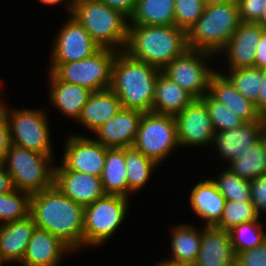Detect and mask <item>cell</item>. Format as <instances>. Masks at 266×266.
Returning a JSON list of instances; mask_svg holds the SVG:
<instances>
[{
  "label": "cell",
  "mask_w": 266,
  "mask_h": 266,
  "mask_svg": "<svg viewBox=\"0 0 266 266\" xmlns=\"http://www.w3.org/2000/svg\"><path fill=\"white\" fill-rule=\"evenodd\" d=\"M241 22L257 23L266 7V0H238Z\"/></svg>",
  "instance_id": "obj_40"
},
{
  "label": "cell",
  "mask_w": 266,
  "mask_h": 266,
  "mask_svg": "<svg viewBox=\"0 0 266 266\" xmlns=\"http://www.w3.org/2000/svg\"><path fill=\"white\" fill-rule=\"evenodd\" d=\"M129 198L105 194L84 207V246H100L120 227Z\"/></svg>",
  "instance_id": "obj_9"
},
{
  "label": "cell",
  "mask_w": 266,
  "mask_h": 266,
  "mask_svg": "<svg viewBox=\"0 0 266 266\" xmlns=\"http://www.w3.org/2000/svg\"><path fill=\"white\" fill-rule=\"evenodd\" d=\"M31 196L17 189L0 193V225L30 216Z\"/></svg>",
  "instance_id": "obj_33"
},
{
  "label": "cell",
  "mask_w": 266,
  "mask_h": 266,
  "mask_svg": "<svg viewBox=\"0 0 266 266\" xmlns=\"http://www.w3.org/2000/svg\"><path fill=\"white\" fill-rule=\"evenodd\" d=\"M179 146H205L212 144L215 130L208 109L201 99H194L174 116Z\"/></svg>",
  "instance_id": "obj_13"
},
{
  "label": "cell",
  "mask_w": 266,
  "mask_h": 266,
  "mask_svg": "<svg viewBox=\"0 0 266 266\" xmlns=\"http://www.w3.org/2000/svg\"><path fill=\"white\" fill-rule=\"evenodd\" d=\"M62 164L72 171L101 177L106 159V147L95 139L80 135L67 137Z\"/></svg>",
  "instance_id": "obj_14"
},
{
  "label": "cell",
  "mask_w": 266,
  "mask_h": 266,
  "mask_svg": "<svg viewBox=\"0 0 266 266\" xmlns=\"http://www.w3.org/2000/svg\"><path fill=\"white\" fill-rule=\"evenodd\" d=\"M124 158L128 188L133 194L146 185L158 164L133 147L124 148Z\"/></svg>",
  "instance_id": "obj_31"
},
{
  "label": "cell",
  "mask_w": 266,
  "mask_h": 266,
  "mask_svg": "<svg viewBox=\"0 0 266 266\" xmlns=\"http://www.w3.org/2000/svg\"><path fill=\"white\" fill-rule=\"evenodd\" d=\"M255 106L261 115L266 112V69H263L262 89Z\"/></svg>",
  "instance_id": "obj_46"
},
{
  "label": "cell",
  "mask_w": 266,
  "mask_h": 266,
  "mask_svg": "<svg viewBox=\"0 0 266 266\" xmlns=\"http://www.w3.org/2000/svg\"><path fill=\"white\" fill-rule=\"evenodd\" d=\"M237 1L238 0H203L206 6L216 5V4H221V3H234Z\"/></svg>",
  "instance_id": "obj_48"
},
{
  "label": "cell",
  "mask_w": 266,
  "mask_h": 266,
  "mask_svg": "<svg viewBox=\"0 0 266 266\" xmlns=\"http://www.w3.org/2000/svg\"><path fill=\"white\" fill-rule=\"evenodd\" d=\"M132 147L157 164L168 158L169 154L179 147L174 116L143 113Z\"/></svg>",
  "instance_id": "obj_10"
},
{
  "label": "cell",
  "mask_w": 266,
  "mask_h": 266,
  "mask_svg": "<svg viewBox=\"0 0 266 266\" xmlns=\"http://www.w3.org/2000/svg\"><path fill=\"white\" fill-rule=\"evenodd\" d=\"M201 229V246L193 266H235L229 232L216 227Z\"/></svg>",
  "instance_id": "obj_20"
},
{
  "label": "cell",
  "mask_w": 266,
  "mask_h": 266,
  "mask_svg": "<svg viewBox=\"0 0 266 266\" xmlns=\"http://www.w3.org/2000/svg\"><path fill=\"white\" fill-rule=\"evenodd\" d=\"M232 173L245 180H253L266 175V146L262 139L231 162L228 168Z\"/></svg>",
  "instance_id": "obj_30"
},
{
  "label": "cell",
  "mask_w": 266,
  "mask_h": 266,
  "mask_svg": "<svg viewBox=\"0 0 266 266\" xmlns=\"http://www.w3.org/2000/svg\"><path fill=\"white\" fill-rule=\"evenodd\" d=\"M240 23L237 2L205 6L201 17L186 32L188 48L218 55Z\"/></svg>",
  "instance_id": "obj_4"
},
{
  "label": "cell",
  "mask_w": 266,
  "mask_h": 266,
  "mask_svg": "<svg viewBox=\"0 0 266 266\" xmlns=\"http://www.w3.org/2000/svg\"><path fill=\"white\" fill-rule=\"evenodd\" d=\"M143 112L122 108L119 113L98 127L95 140L106 148L132 147Z\"/></svg>",
  "instance_id": "obj_16"
},
{
  "label": "cell",
  "mask_w": 266,
  "mask_h": 266,
  "mask_svg": "<svg viewBox=\"0 0 266 266\" xmlns=\"http://www.w3.org/2000/svg\"><path fill=\"white\" fill-rule=\"evenodd\" d=\"M106 3L111 8L122 12L128 18L133 13L137 0H100Z\"/></svg>",
  "instance_id": "obj_43"
},
{
  "label": "cell",
  "mask_w": 266,
  "mask_h": 266,
  "mask_svg": "<svg viewBox=\"0 0 266 266\" xmlns=\"http://www.w3.org/2000/svg\"><path fill=\"white\" fill-rule=\"evenodd\" d=\"M30 215L36 227L52 233L72 252L84 246V206L54 185L31 196Z\"/></svg>",
  "instance_id": "obj_1"
},
{
  "label": "cell",
  "mask_w": 266,
  "mask_h": 266,
  "mask_svg": "<svg viewBox=\"0 0 266 266\" xmlns=\"http://www.w3.org/2000/svg\"><path fill=\"white\" fill-rule=\"evenodd\" d=\"M122 108L121 101L111 89L92 92L77 121L94 132Z\"/></svg>",
  "instance_id": "obj_25"
},
{
  "label": "cell",
  "mask_w": 266,
  "mask_h": 266,
  "mask_svg": "<svg viewBox=\"0 0 266 266\" xmlns=\"http://www.w3.org/2000/svg\"><path fill=\"white\" fill-rule=\"evenodd\" d=\"M63 25L54 39L51 63L80 61L101 49L74 16Z\"/></svg>",
  "instance_id": "obj_12"
},
{
  "label": "cell",
  "mask_w": 266,
  "mask_h": 266,
  "mask_svg": "<svg viewBox=\"0 0 266 266\" xmlns=\"http://www.w3.org/2000/svg\"><path fill=\"white\" fill-rule=\"evenodd\" d=\"M175 0H137L129 25H175Z\"/></svg>",
  "instance_id": "obj_29"
},
{
  "label": "cell",
  "mask_w": 266,
  "mask_h": 266,
  "mask_svg": "<svg viewBox=\"0 0 266 266\" xmlns=\"http://www.w3.org/2000/svg\"><path fill=\"white\" fill-rule=\"evenodd\" d=\"M261 139L263 140L266 146V126H263L262 128Z\"/></svg>",
  "instance_id": "obj_50"
},
{
  "label": "cell",
  "mask_w": 266,
  "mask_h": 266,
  "mask_svg": "<svg viewBox=\"0 0 266 266\" xmlns=\"http://www.w3.org/2000/svg\"><path fill=\"white\" fill-rule=\"evenodd\" d=\"M208 93L245 122L263 121L255 103L239 93L224 74L218 71L212 74Z\"/></svg>",
  "instance_id": "obj_21"
},
{
  "label": "cell",
  "mask_w": 266,
  "mask_h": 266,
  "mask_svg": "<svg viewBox=\"0 0 266 266\" xmlns=\"http://www.w3.org/2000/svg\"><path fill=\"white\" fill-rule=\"evenodd\" d=\"M101 181L105 194L130 198L124 148H106V159Z\"/></svg>",
  "instance_id": "obj_28"
},
{
  "label": "cell",
  "mask_w": 266,
  "mask_h": 266,
  "mask_svg": "<svg viewBox=\"0 0 266 266\" xmlns=\"http://www.w3.org/2000/svg\"><path fill=\"white\" fill-rule=\"evenodd\" d=\"M118 51L101 48L91 57L69 63H51L50 71L60 80L92 92L110 89L112 64Z\"/></svg>",
  "instance_id": "obj_7"
},
{
  "label": "cell",
  "mask_w": 266,
  "mask_h": 266,
  "mask_svg": "<svg viewBox=\"0 0 266 266\" xmlns=\"http://www.w3.org/2000/svg\"><path fill=\"white\" fill-rule=\"evenodd\" d=\"M235 266H266V240L255 248L235 253Z\"/></svg>",
  "instance_id": "obj_39"
},
{
  "label": "cell",
  "mask_w": 266,
  "mask_h": 266,
  "mask_svg": "<svg viewBox=\"0 0 266 266\" xmlns=\"http://www.w3.org/2000/svg\"><path fill=\"white\" fill-rule=\"evenodd\" d=\"M264 30L258 23H240L221 51L227 53L229 69L254 67L255 51Z\"/></svg>",
  "instance_id": "obj_17"
},
{
  "label": "cell",
  "mask_w": 266,
  "mask_h": 266,
  "mask_svg": "<svg viewBox=\"0 0 266 266\" xmlns=\"http://www.w3.org/2000/svg\"><path fill=\"white\" fill-rule=\"evenodd\" d=\"M54 186L84 207L105 195L101 177L68 170L62 163L59 167L55 166Z\"/></svg>",
  "instance_id": "obj_15"
},
{
  "label": "cell",
  "mask_w": 266,
  "mask_h": 266,
  "mask_svg": "<svg viewBox=\"0 0 266 266\" xmlns=\"http://www.w3.org/2000/svg\"><path fill=\"white\" fill-rule=\"evenodd\" d=\"M156 266H176V265H171V264H168L166 262H164L163 260L161 262H158Z\"/></svg>",
  "instance_id": "obj_52"
},
{
  "label": "cell",
  "mask_w": 266,
  "mask_h": 266,
  "mask_svg": "<svg viewBox=\"0 0 266 266\" xmlns=\"http://www.w3.org/2000/svg\"><path fill=\"white\" fill-rule=\"evenodd\" d=\"M0 113L8 122L12 144L54 156L49 123L43 110L23 108L10 111L0 100Z\"/></svg>",
  "instance_id": "obj_8"
},
{
  "label": "cell",
  "mask_w": 266,
  "mask_h": 266,
  "mask_svg": "<svg viewBox=\"0 0 266 266\" xmlns=\"http://www.w3.org/2000/svg\"><path fill=\"white\" fill-rule=\"evenodd\" d=\"M225 200L251 202L250 181L238 177L229 169L219 174L217 180L211 179Z\"/></svg>",
  "instance_id": "obj_35"
},
{
  "label": "cell",
  "mask_w": 266,
  "mask_h": 266,
  "mask_svg": "<svg viewBox=\"0 0 266 266\" xmlns=\"http://www.w3.org/2000/svg\"><path fill=\"white\" fill-rule=\"evenodd\" d=\"M72 250L47 230L36 227L25 250L24 266H59L63 255Z\"/></svg>",
  "instance_id": "obj_18"
},
{
  "label": "cell",
  "mask_w": 266,
  "mask_h": 266,
  "mask_svg": "<svg viewBox=\"0 0 266 266\" xmlns=\"http://www.w3.org/2000/svg\"><path fill=\"white\" fill-rule=\"evenodd\" d=\"M251 202L255 206L257 217L266 211V175L250 181Z\"/></svg>",
  "instance_id": "obj_41"
},
{
  "label": "cell",
  "mask_w": 266,
  "mask_h": 266,
  "mask_svg": "<svg viewBox=\"0 0 266 266\" xmlns=\"http://www.w3.org/2000/svg\"><path fill=\"white\" fill-rule=\"evenodd\" d=\"M201 100L205 103L215 132L226 131L241 126L243 119L234 114L228 107L216 101L209 93Z\"/></svg>",
  "instance_id": "obj_37"
},
{
  "label": "cell",
  "mask_w": 266,
  "mask_h": 266,
  "mask_svg": "<svg viewBox=\"0 0 266 266\" xmlns=\"http://www.w3.org/2000/svg\"><path fill=\"white\" fill-rule=\"evenodd\" d=\"M230 74H224L235 89L246 99L257 103L262 89L263 69L246 67L230 69Z\"/></svg>",
  "instance_id": "obj_32"
},
{
  "label": "cell",
  "mask_w": 266,
  "mask_h": 266,
  "mask_svg": "<svg viewBox=\"0 0 266 266\" xmlns=\"http://www.w3.org/2000/svg\"><path fill=\"white\" fill-rule=\"evenodd\" d=\"M6 262L2 259V257L0 256V266H2V264H5Z\"/></svg>",
  "instance_id": "obj_54"
},
{
  "label": "cell",
  "mask_w": 266,
  "mask_h": 266,
  "mask_svg": "<svg viewBox=\"0 0 266 266\" xmlns=\"http://www.w3.org/2000/svg\"><path fill=\"white\" fill-rule=\"evenodd\" d=\"M257 23L260 24L264 29L266 28V7L264 8L263 14Z\"/></svg>",
  "instance_id": "obj_49"
},
{
  "label": "cell",
  "mask_w": 266,
  "mask_h": 266,
  "mask_svg": "<svg viewBox=\"0 0 266 266\" xmlns=\"http://www.w3.org/2000/svg\"><path fill=\"white\" fill-rule=\"evenodd\" d=\"M49 72L50 102L63 114L77 121L92 91L86 87L62 81L53 72Z\"/></svg>",
  "instance_id": "obj_23"
},
{
  "label": "cell",
  "mask_w": 266,
  "mask_h": 266,
  "mask_svg": "<svg viewBox=\"0 0 266 266\" xmlns=\"http://www.w3.org/2000/svg\"><path fill=\"white\" fill-rule=\"evenodd\" d=\"M254 67L266 69V30L262 32L261 38L257 44Z\"/></svg>",
  "instance_id": "obj_44"
},
{
  "label": "cell",
  "mask_w": 266,
  "mask_h": 266,
  "mask_svg": "<svg viewBox=\"0 0 266 266\" xmlns=\"http://www.w3.org/2000/svg\"><path fill=\"white\" fill-rule=\"evenodd\" d=\"M85 1H89V0H71V3L73 6H76L77 4H79L81 2H85Z\"/></svg>",
  "instance_id": "obj_51"
},
{
  "label": "cell",
  "mask_w": 266,
  "mask_h": 266,
  "mask_svg": "<svg viewBox=\"0 0 266 266\" xmlns=\"http://www.w3.org/2000/svg\"><path fill=\"white\" fill-rule=\"evenodd\" d=\"M162 70L118 52L112 64L110 89L125 109L151 112L158 75Z\"/></svg>",
  "instance_id": "obj_3"
},
{
  "label": "cell",
  "mask_w": 266,
  "mask_h": 266,
  "mask_svg": "<svg viewBox=\"0 0 266 266\" xmlns=\"http://www.w3.org/2000/svg\"><path fill=\"white\" fill-rule=\"evenodd\" d=\"M101 47L124 50L129 18L100 0H89L74 6L71 14Z\"/></svg>",
  "instance_id": "obj_5"
},
{
  "label": "cell",
  "mask_w": 266,
  "mask_h": 266,
  "mask_svg": "<svg viewBox=\"0 0 266 266\" xmlns=\"http://www.w3.org/2000/svg\"><path fill=\"white\" fill-rule=\"evenodd\" d=\"M205 6L203 0H175V25L187 32L201 17Z\"/></svg>",
  "instance_id": "obj_38"
},
{
  "label": "cell",
  "mask_w": 266,
  "mask_h": 266,
  "mask_svg": "<svg viewBox=\"0 0 266 266\" xmlns=\"http://www.w3.org/2000/svg\"><path fill=\"white\" fill-rule=\"evenodd\" d=\"M35 228L36 225L31 215L0 225V256L7 264L22 262Z\"/></svg>",
  "instance_id": "obj_22"
},
{
  "label": "cell",
  "mask_w": 266,
  "mask_h": 266,
  "mask_svg": "<svg viewBox=\"0 0 266 266\" xmlns=\"http://www.w3.org/2000/svg\"><path fill=\"white\" fill-rule=\"evenodd\" d=\"M263 223L258 220L235 225L228 232L234 253L255 248L266 240Z\"/></svg>",
  "instance_id": "obj_34"
},
{
  "label": "cell",
  "mask_w": 266,
  "mask_h": 266,
  "mask_svg": "<svg viewBox=\"0 0 266 266\" xmlns=\"http://www.w3.org/2000/svg\"><path fill=\"white\" fill-rule=\"evenodd\" d=\"M189 197L192 210L205 219L204 226L214 227L220 221L226 200L211 179L197 183Z\"/></svg>",
  "instance_id": "obj_24"
},
{
  "label": "cell",
  "mask_w": 266,
  "mask_h": 266,
  "mask_svg": "<svg viewBox=\"0 0 266 266\" xmlns=\"http://www.w3.org/2000/svg\"><path fill=\"white\" fill-rule=\"evenodd\" d=\"M195 98L162 71L158 75L152 111L157 114H179Z\"/></svg>",
  "instance_id": "obj_26"
},
{
  "label": "cell",
  "mask_w": 266,
  "mask_h": 266,
  "mask_svg": "<svg viewBox=\"0 0 266 266\" xmlns=\"http://www.w3.org/2000/svg\"><path fill=\"white\" fill-rule=\"evenodd\" d=\"M14 184L12 181L11 176L7 172V170L4 168L3 165L0 166V193L4 192H11L13 191Z\"/></svg>",
  "instance_id": "obj_45"
},
{
  "label": "cell",
  "mask_w": 266,
  "mask_h": 266,
  "mask_svg": "<svg viewBox=\"0 0 266 266\" xmlns=\"http://www.w3.org/2000/svg\"><path fill=\"white\" fill-rule=\"evenodd\" d=\"M262 128L263 121L245 122L239 127L215 133L212 144L221 158L231 163L261 139Z\"/></svg>",
  "instance_id": "obj_19"
},
{
  "label": "cell",
  "mask_w": 266,
  "mask_h": 266,
  "mask_svg": "<svg viewBox=\"0 0 266 266\" xmlns=\"http://www.w3.org/2000/svg\"><path fill=\"white\" fill-rule=\"evenodd\" d=\"M171 231V255L173 256L165 259L164 262L176 266H193L200 251L201 230H197L195 225L181 224Z\"/></svg>",
  "instance_id": "obj_27"
},
{
  "label": "cell",
  "mask_w": 266,
  "mask_h": 266,
  "mask_svg": "<svg viewBox=\"0 0 266 266\" xmlns=\"http://www.w3.org/2000/svg\"><path fill=\"white\" fill-rule=\"evenodd\" d=\"M212 55L188 48L182 55L169 63L162 72L195 99H201L208 94L210 78L216 71L205 63V60L211 59L209 56L212 57Z\"/></svg>",
  "instance_id": "obj_11"
},
{
  "label": "cell",
  "mask_w": 266,
  "mask_h": 266,
  "mask_svg": "<svg viewBox=\"0 0 266 266\" xmlns=\"http://www.w3.org/2000/svg\"><path fill=\"white\" fill-rule=\"evenodd\" d=\"M188 49L186 31L176 25H129L124 52L163 70Z\"/></svg>",
  "instance_id": "obj_2"
},
{
  "label": "cell",
  "mask_w": 266,
  "mask_h": 266,
  "mask_svg": "<svg viewBox=\"0 0 266 266\" xmlns=\"http://www.w3.org/2000/svg\"><path fill=\"white\" fill-rule=\"evenodd\" d=\"M258 219L255 206L252 202L226 200L222 217L214 227L229 231L235 225Z\"/></svg>",
  "instance_id": "obj_36"
},
{
  "label": "cell",
  "mask_w": 266,
  "mask_h": 266,
  "mask_svg": "<svg viewBox=\"0 0 266 266\" xmlns=\"http://www.w3.org/2000/svg\"><path fill=\"white\" fill-rule=\"evenodd\" d=\"M11 144L8 122L0 113V166L4 164L5 155Z\"/></svg>",
  "instance_id": "obj_42"
},
{
  "label": "cell",
  "mask_w": 266,
  "mask_h": 266,
  "mask_svg": "<svg viewBox=\"0 0 266 266\" xmlns=\"http://www.w3.org/2000/svg\"><path fill=\"white\" fill-rule=\"evenodd\" d=\"M263 126H266V112L262 115Z\"/></svg>",
  "instance_id": "obj_53"
},
{
  "label": "cell",
  "mask_w": 266,
  "mask_h": 266,
  "mask_svg": "<svg viewBox=\"0 0 266 266\" xmlns=\"http://www.w3.org/2000/svg\"><path fill=\"white\" fill-rule=\"evenodd\" d=\"M52 160L50 155L11 144L3 166L15 189L33 195L54 185L55 167L49 164Z\"/></svg>",
  "instance_id": "obj_6"
},
{
  "label": "cell",
  "mask_w": 266,
  "mask_h": 266,
  "mask_svg": "<svg viewBox=\"0 0 266 266\" xmlns=\"http://www.w3.org/2000/svg\"><path fill=\"white\" fill-rule=\"evenodd\" d=\"M40 2H42L45 5H56V4H60L61 2H66V6L68 9V12L70 13V15L73 12L74 6L71 3V0H39Z\"/></svg>",
  "instance_id": "obj_47"
}]
</instances>
